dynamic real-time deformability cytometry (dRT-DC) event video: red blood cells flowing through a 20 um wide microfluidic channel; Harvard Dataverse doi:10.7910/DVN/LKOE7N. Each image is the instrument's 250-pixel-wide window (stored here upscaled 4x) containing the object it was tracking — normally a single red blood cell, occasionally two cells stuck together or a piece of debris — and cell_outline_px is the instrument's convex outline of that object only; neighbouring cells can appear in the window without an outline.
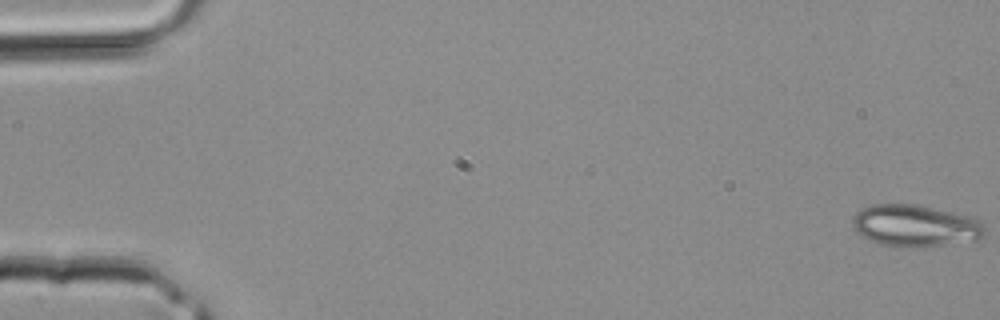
{"species": "common noctule bat (a hibernating species)", "species_latin": "Nyctalus noctula", "temperature_condition": "room temperature", "stored_images_in_passage": 41, "camera_frame_rate_fps": 3000, "um_per_image_px": 0.085, "animal": {"sex": "male", "body_mass_g": 20.4}, "frame": {"image": 1, "passage_image": 1, "time_ms": 0.0, "image_size_px": [1000, 320], "cell_outline_px": [[984, 236], [976, 240], [912, 248], [900, 248], [868, 240], [860, 236], [856, 232], [852, 224], [852, 216], [856, 212], [872, 204], [916, 204], [972, 216], [980, 220], [984, 228]], "centroid_in_image_um": [77.77, 19.18], "position_along_channel_um": 7.2, "area_um2": 32.48}}
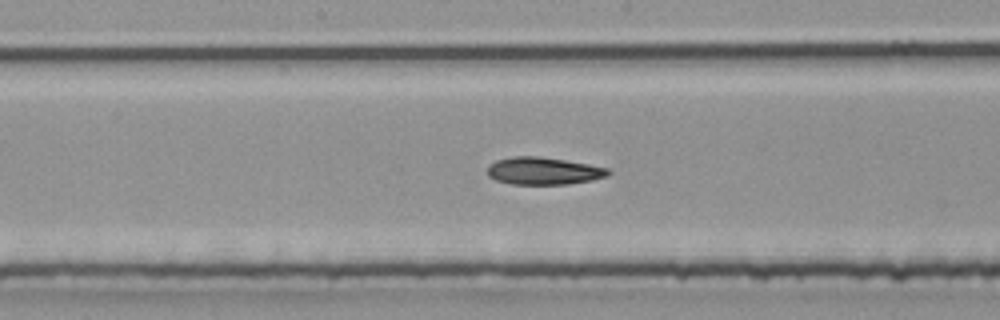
{"frame": {"image": 2, "passage_image": 22, "time_ms": 7.0, "image_size_px": [1000, 320], "cell_outline_px": [[612, 172], [608, 176], [592, 180], [568, 184], [512, 184], [496, 180], [488, 176], [488, 164], [496, 160], [512, 156], [540, 156], [588, 164], [608, 168]], "centroid_in_image_um": [46.19, 14.52], "position_along_channel_um": 202.0, "area_um2": 19.36}}
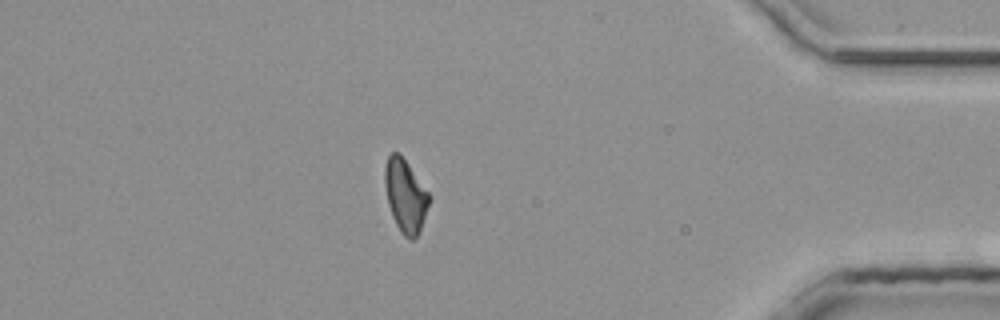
{"frame": {"image": 3, "passage_image": 36, "time_ms": 11.667, "image_size_px": [1000, 320], "cell_outline_px": [[432, 196], [420, 232], [412, 240], [408, 240], [400, 232], [392, 216], [388, 204], [384, 180], [384, 168], [388, 156], [392, 152], [400, 152]], "centroid_in_image_um": [34.47, 16.63], "position_along_channel_um": 400.7, "area_um2": 19.19}}